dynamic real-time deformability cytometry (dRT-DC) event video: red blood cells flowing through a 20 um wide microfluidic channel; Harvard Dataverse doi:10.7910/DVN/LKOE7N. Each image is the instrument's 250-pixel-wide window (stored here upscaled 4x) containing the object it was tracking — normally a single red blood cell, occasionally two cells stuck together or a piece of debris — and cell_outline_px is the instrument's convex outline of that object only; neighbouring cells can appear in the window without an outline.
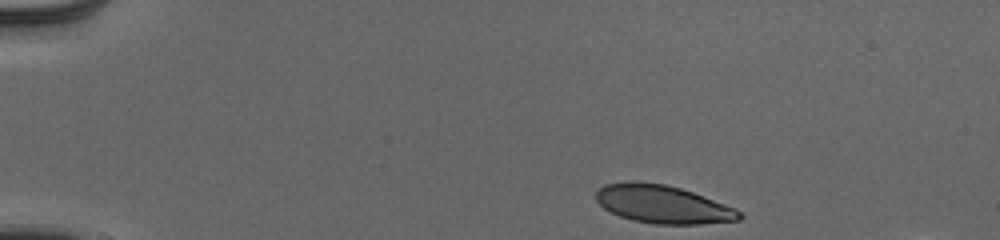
{"species": "human", "species_latin": "Homo sapiens", "temperature_condition": "cold", "stored_images_in_passage": 45, "segment_of_instrument_passage": [1, 2], "camera_frame_rate_fps": 3000, "um_per_image_px": 0.085, "donor": {"sex": "male"}, "frame": {"image": 1, "passage_image": 1, "time_ms": 0.0, "image_size_px": [1000, 240], "cell_outline_px": [[744, 216], [740, 220], [700, 224], [656, 224], [632, 220], [620, 216], [604, 208], [596, 200], [596, 192], [604, 184], [628, 180], [632, 180], [664, 184], [680, 188], [692, 192], [736, 208]], "centroid_in_image_um": [56.33, 17.35], "position_along_channel_um": 28.7, "area_um2": 31.85}}
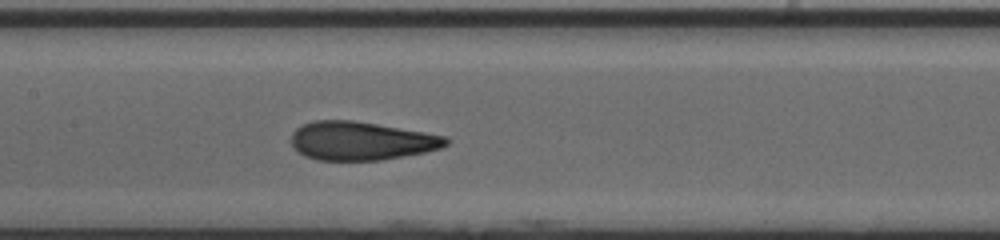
{"frame": {"image": 2, "passage_image": 19, "time_ms": 6.0, "image_size_px": [1000, 240], "cell_outline_px": [[448, 144], [440, 148], [424, 152], [404, 156], [380, 160], [316, 160], [304, 156], [296, 152], [292, 144], [292, 132], [296, 128], [312, 120], [352, 120], [424, 132], [444, 136], [448, 140]], "centroid_in_image_um": [30.64, 11.98], "position_along_channel_um": 176.8, "area_um2": 34.62}}
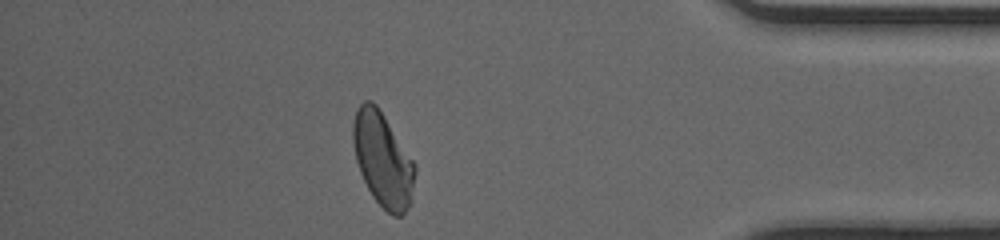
{"frame": {"image": 3, "passage_image": 38, "time_ms": 12.333, "image_size_px": [1000, 240], "cell_outline_px": [[416, 172], [412, 200], [404, 212], [400, 216], [392, 216], [372, 196], [360, 172], [356, 160], [352, 140], [352, 124], [356, 108], [364, 100], [372, 100], [376, 104], [416, 164]], "centroid_in_image_um": [32.53, 13.54], "position_along_channel_um": 402.7, "area_um2": 33.99}}